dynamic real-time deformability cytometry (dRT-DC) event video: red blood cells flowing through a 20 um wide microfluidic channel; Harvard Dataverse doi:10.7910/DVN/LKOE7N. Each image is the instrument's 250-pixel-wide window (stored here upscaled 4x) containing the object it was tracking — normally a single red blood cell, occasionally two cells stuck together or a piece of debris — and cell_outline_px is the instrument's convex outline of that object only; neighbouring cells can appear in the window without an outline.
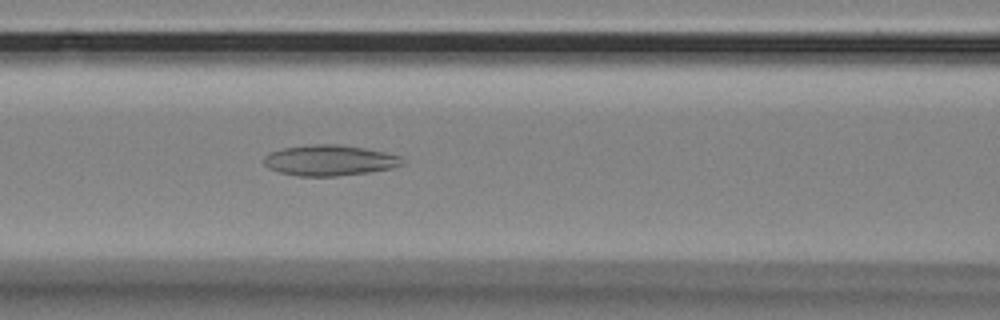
{"species": "Egyptian fruit bat (a non-hibernating species)", "species_latin": "Rousettus aegyptiacus", "temperature_condition": "room temperature", "stored_images_in_passage": 56, "camera_frame_rate_fps": 3000, "um_per_image_px": 0.085, "animal": {"sex": "female"}, "frame": {"image": 1, "passage_image": 23, "time_ms": 7.333, "image_size_px": [1000, 320], "cell_outline_px": [[404, 164], [392, 168], [368, 172], [336, 176], [300, 176], [280, 172], [268, 168], [264, 164], [264, 156], [268, 152], [284, 148], [312, 144], [336, 144], [364, 148], [384, 152], [400, 156], [404, 160]], "centroid_in_image_um": [28.0, 13.63], "position_along_channel_um": 138.6, "area_um2": 24.68}}
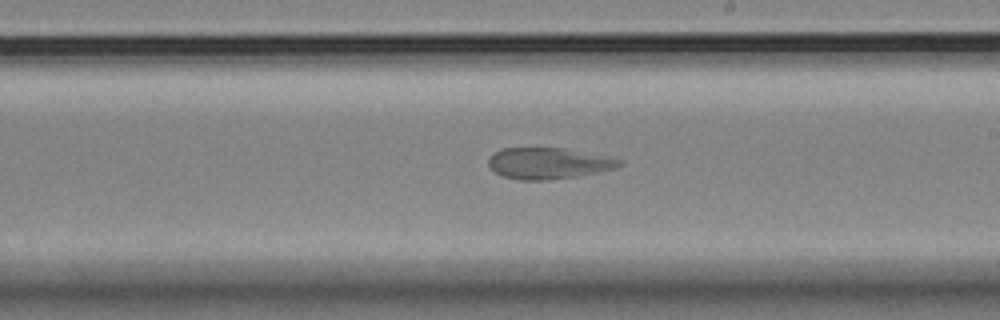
{"frame": {"image": 2, "passage_image": 32, "time_ms": 10.333, "image_size_px": [1000, 320], "cell_outline_px": [[624, 164], [616, 168], [580, 176], [552, 180], [516, 180], [500, 176], [488, 164], [488, 160], [496, 152], [504, 148], [564, 148], [608, 156], [624, 160]], "centroid_in_image_um": [46.67, 13.89], "position_along_channel_um": 242.3, "area_um2": 24.04}}
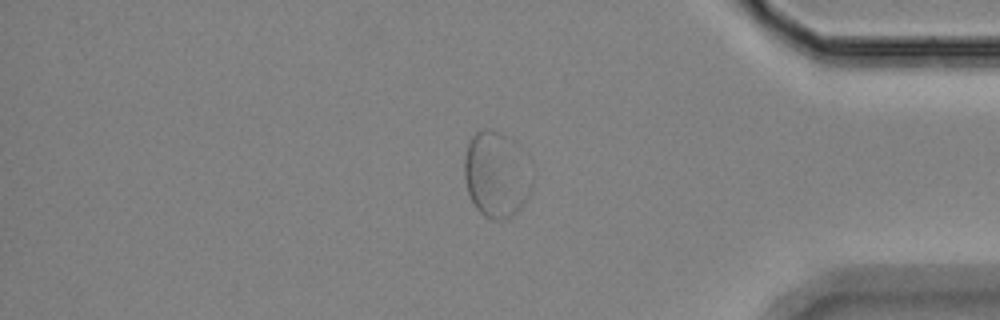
{"frame": {"image": 3, "passage_image": 47, "time_ms": 15.333, "image_size_px": [1000, 320], "cell_outline_px": [[532, 188], [524, 204], [508, 220], [492, 220], [484, 216], [476, 208], [468, 192], [464, 180], [464, 156], [468, 144], [472, 136], [480, 128], [492, 128], [512, 136], [520, 144], [532, 160]], "centroid_in_image_um": [42.26, 14.77], "position_along_channel_um": 392.9, "area_um2": 35.6}}